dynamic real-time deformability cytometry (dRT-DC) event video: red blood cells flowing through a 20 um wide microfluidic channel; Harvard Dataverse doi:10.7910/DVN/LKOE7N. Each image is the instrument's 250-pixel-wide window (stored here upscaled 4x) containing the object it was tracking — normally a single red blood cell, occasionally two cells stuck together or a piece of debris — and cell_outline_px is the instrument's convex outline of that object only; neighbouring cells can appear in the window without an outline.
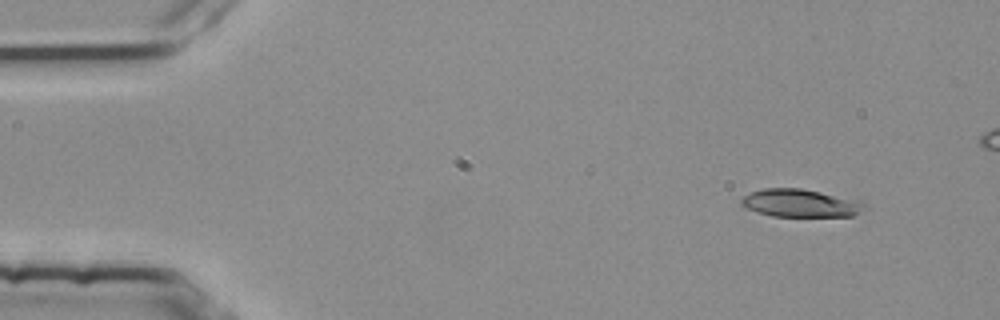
{"species": "common noctule bat (a hibernating species)", "species_latin": "Nyctalus noctula", "temperature_condition": "room temperature", "stored_images_in_passage": 3, "camera_frame_rate_fps": 3000, "um_per_image_px": 0.085, "animal": {"sex": "female", "body_mass_g": 25.1}, "frame": {"image": 1, "passage_image": 1, "time_ms": 0.0, "image_size_px": [1000, 320], "cell_outline_px": [[864, 208], [852, 216], [772, 216], [748, 208], [740, 204], [740, 200], [744, 196], [752, 192], [764, 188], [800, 188], [860, 200], [864, 204]], "centroid_in_image_um": [68.03, 17.26], "position_along_channel_um": 17.0, "area_um2": 19.65}}